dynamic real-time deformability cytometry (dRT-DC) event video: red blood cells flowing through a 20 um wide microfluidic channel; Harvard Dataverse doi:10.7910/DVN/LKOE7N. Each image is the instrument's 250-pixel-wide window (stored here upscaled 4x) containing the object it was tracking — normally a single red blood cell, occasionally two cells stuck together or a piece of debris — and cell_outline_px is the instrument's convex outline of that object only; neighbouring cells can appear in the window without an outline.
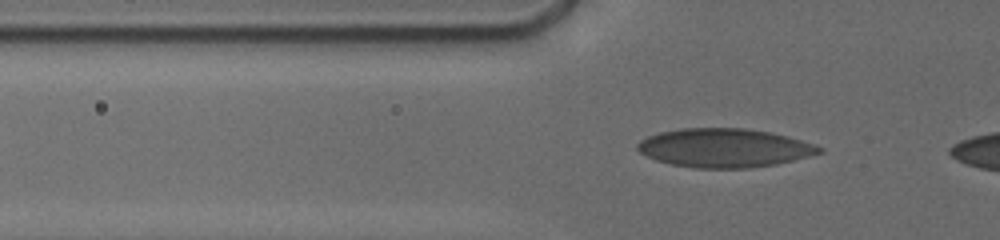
{"species": "human", "species_latin": "Homo sapiens", "temperature_condition": "cold", "stored_images_in_passage": 18, "camera_frame_rate_fps": 3000, "um_per_image_px": 0.085, "donor": {"sex": "male"}, "frame": {"image": 1, "passage_image": 2, "time_ms": 0.333, "image_size_px": [1000, 240], "cell_outline_px": [[824, 152], [776, 164], [748, 168], [696, 168], [672, 164], [656, 160], [640, 152], [636, 148], [636, 144], [640, 140], [648, 136], [660, 132], [680, 128], [744, 128], [768, 132], [788, 136], [816, 144], [824, 148]], "centroid_in_image_um": [61.58, 12.57], "position_along_channel_um": 64.2, "area_um2": 41.04}}
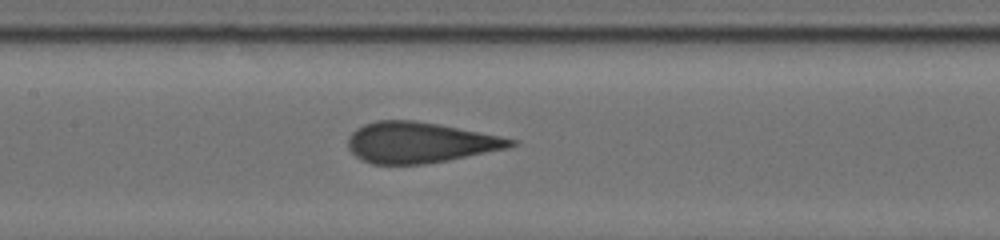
{"frame": {"image": 2, "passage_image": 11, "time_ms": 3.333, "image_size_px": [1000, 240], "cell_outline_px": [[516, 144], [508, 148], [448, 160], [424, 164], [372, 164], [360, 160], [348, 148], [348, 136], [356, 128], [364, 124], [376, 120], [412, 120], [440, 124], [500, 136], [516, 140]], "centroid_in_image_um": [35.65, 12.11], "position_along_channel_um": 171.8, "area_um2": 38.61}}
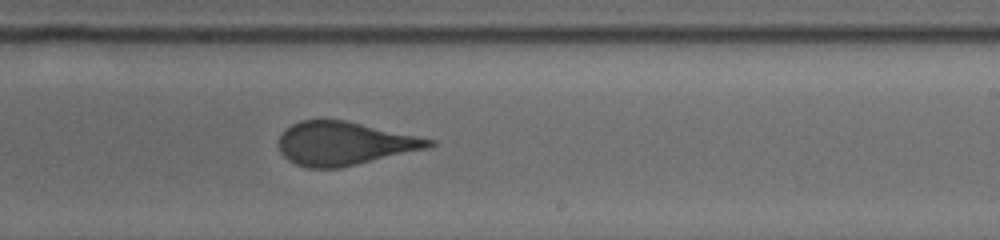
{"frame": {"image": 3, "passage_image": 18, "time_ms": 5.667, "image_size_px": [1000, 240], "cell_outline_px": [[436, 144], [432, 148], [340, 168], [308, 168], [296, 164], [288, 160], [280, 152], [276, 144], [284, 128], [300, 120], [344, 120], [436, 140]], "centroid_in_image_um": [29.26, 12.21], "position_along_channel_um": 259.7, "area_um2": 38.38}}